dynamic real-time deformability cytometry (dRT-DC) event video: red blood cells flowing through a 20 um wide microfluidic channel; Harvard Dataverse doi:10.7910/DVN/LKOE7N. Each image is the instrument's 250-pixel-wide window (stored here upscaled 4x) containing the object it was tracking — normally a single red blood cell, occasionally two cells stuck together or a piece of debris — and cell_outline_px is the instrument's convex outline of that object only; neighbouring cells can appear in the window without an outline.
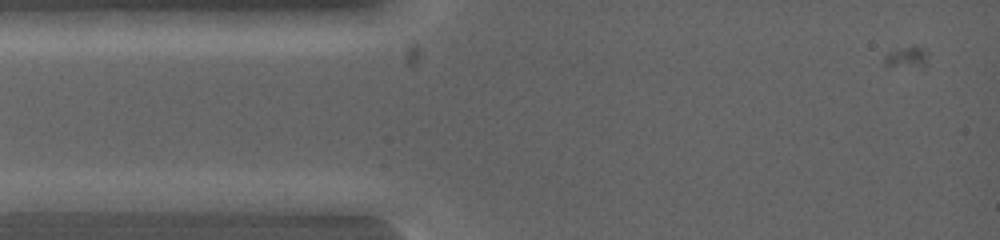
{"species": "common noctule bat (a hibernating species)", "species_latin": "Nyctalus noctula", "temperature_condition": "warm", "stored_images_in_passage": 4, "camera_frame_rate_fps": 5000, "um_per_image_px": 0.085, "animal": {"sex": "female", "body_mass_g": 19.0, "forearm_length_mm": 53.3}, "frame": {"image": 1, "passage_image": 3, "time_ms": 0.6, "image_size_px": [1000, 240], "cell_outline_px": [[116, 200], [68, 212], [16, 212], [12, 200], [52, 188], [96, 192]], "centroid_in_image_um": [5.02, 17.08], "position_along_channel_um": 80.0, "area_um2": 12.25}}